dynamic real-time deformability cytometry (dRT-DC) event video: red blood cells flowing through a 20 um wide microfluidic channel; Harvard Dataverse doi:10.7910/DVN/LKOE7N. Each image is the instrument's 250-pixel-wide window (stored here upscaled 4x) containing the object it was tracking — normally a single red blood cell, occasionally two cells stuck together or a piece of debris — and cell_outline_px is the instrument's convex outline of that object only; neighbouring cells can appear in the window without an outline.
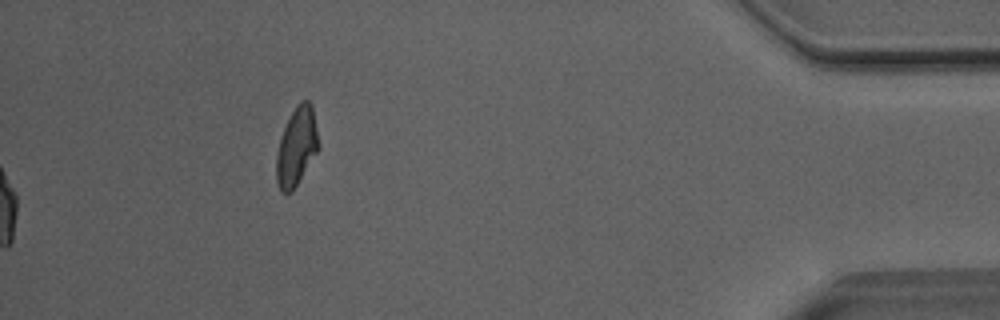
{"species": "Egyptian fruit bat (a non-hibernating species)", "species_latin": "Rousettus aegyptiacus", "temperature_condition": "room temperature", "stored_images_in_passage": 38, "camera_frame_rate_fps": 3000, "um_per_image_px": 0.085, "animal": {"sex": "male"}, "frame": {"image": 1, "passage_image": 38, "time_ms": 12.333, "image_size_px": [1000, 320], "cell_outline_px": [[320, 148], [292, 192], [280, 192], [276, 180], [276, 156], [280, 140], [284, 128], [292, 112], [300, 100], [308, 100], [312, 104], [320, 144]], "centroid_in_image_um": [25.23, 12.47], "position_along_channel_um": 410.0, "area_um2": 19.31}, "authors_computed_cell_mechanics": {"area_um2": 22.3975, "velocity_mm_per_s": 4.0763, "shape_relaxation_time_tau1_ms": 4.9364, "shape_relaxation_time_tau2_ms": 2.2535, "deformation_change_tau1": 0.1575, "deformation_change_tau2": 0.0719}}